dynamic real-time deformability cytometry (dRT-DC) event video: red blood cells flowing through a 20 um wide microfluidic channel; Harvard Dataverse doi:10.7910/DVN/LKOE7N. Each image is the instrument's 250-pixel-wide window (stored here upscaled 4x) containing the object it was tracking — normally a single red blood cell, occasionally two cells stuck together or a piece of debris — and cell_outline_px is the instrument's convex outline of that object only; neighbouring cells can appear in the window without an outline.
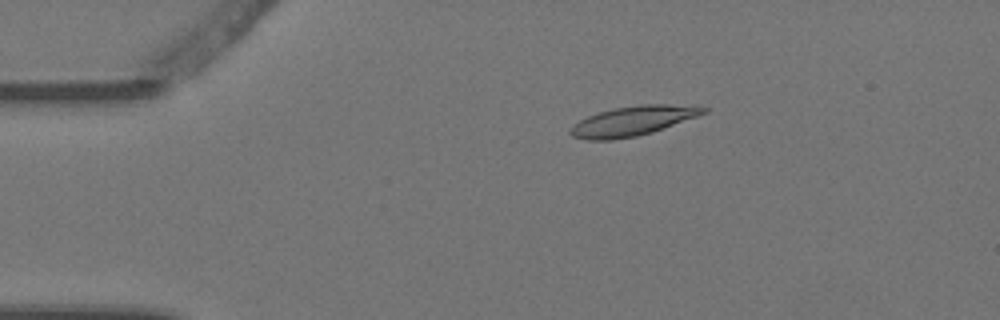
{"species": "Egyptian fruit bat (a non-hibernating species)", "species_latin": "Rousettus aegyptiacus", "temperature_condition": "warm", "stored_images_in_passage": 4, "camera_frame_rate_fps": 3000, "um_per_image_px": 0.085, "animal": {"sex": "female"}, "frame": {"image": 1, "passage_image": 3, "time_ms": 0.667, "image_size_px": [1000, 320], "cell_outline_px": [[708, 112], [652, 132], [636, 136], [612, 140], [588, 140], [572, 136], [568, 132], [580, 120], [588, 116], [600, 112], [616, 108], [640, 104], [700, 104], [708, 108]], "centroid_in_image_um": [53.88, 10.26], "position_along_channel_um": 31.1, "area_um2": 22.95}}